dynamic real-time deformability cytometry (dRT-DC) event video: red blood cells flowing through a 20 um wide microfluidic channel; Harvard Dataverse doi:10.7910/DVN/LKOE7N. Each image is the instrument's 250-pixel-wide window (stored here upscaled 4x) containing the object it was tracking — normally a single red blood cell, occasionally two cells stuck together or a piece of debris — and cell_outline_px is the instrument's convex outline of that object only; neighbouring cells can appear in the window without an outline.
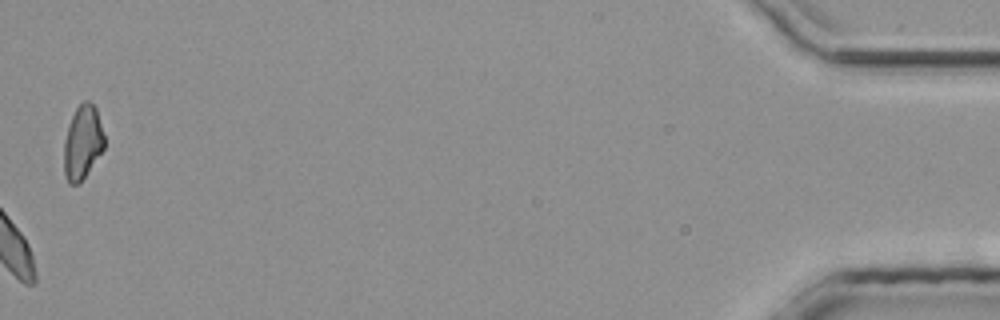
{"species": "common noctule bat (a hibernating species)", "species_latin": "Nyctalus noctula", "temperature_condition": "room temperature", "stored_images_in_passage": 34, "segment_of_instrument_passage": [2, 2], "camera_frame_rate_fps": 3000, "um_per_image_px": 0.085, "animal": {"sex": "male", "body_mass_g": 20.4}, "frame": {"image": 1, "passage_image": 34, "time_ms": 11.0, "image_size_px": [1000, 320], "cell_outline_px": [[104, 148], [84, 176], [76, 184], [68, 184], [64, 172], [64, 140], [72, 116], [76, 108], [84, 100], [88, 100], [96, 108], [104, 136]], "centroid_in_image_um": [7.01, 12.08], "position_along_channel_um": 428.2, "area_um2": 16.99}}